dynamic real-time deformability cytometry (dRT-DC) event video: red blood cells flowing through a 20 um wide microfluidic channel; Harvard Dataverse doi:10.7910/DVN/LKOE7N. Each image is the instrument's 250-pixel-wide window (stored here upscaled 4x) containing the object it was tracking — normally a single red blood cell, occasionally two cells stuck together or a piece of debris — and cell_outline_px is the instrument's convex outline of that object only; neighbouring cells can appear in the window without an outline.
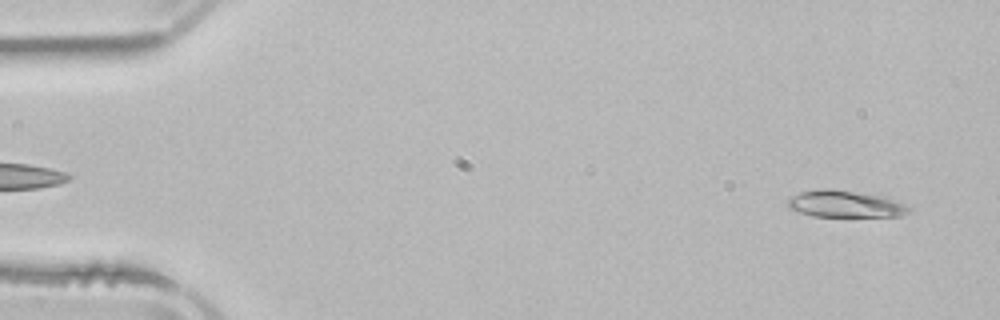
{"species": "common noctule bat (a hibernating species)", "species_latin": "Nyctalus noctula", "temperature_condition": "room temperature", "stored_images_in_passage": 4, "segment_of_instrument_passage": [2, 2], "camera_frame_rate_fps": 3000, "um_per_image_px": 0.085, "animal": {"sex": "male", "body_mass_g": 21.5, "forearm_length_mm": 52.0}, "frame": {"image": 1, "passage_image": 4, "time_ms": 4.0, "image_size_px": [1000, 320], "cell_outline_px": [[912, 208], [908, 212], [900, 216], [812, 216], [788, 208], [788, 200], [792, 196], [800, 192], [824, 188], [832, 188], [880, 196], [904, 204]], "centroid_in_image_um": [71.8, 17.34], "position_along_channel_um": 13.2, "area_um2": 18.61}}